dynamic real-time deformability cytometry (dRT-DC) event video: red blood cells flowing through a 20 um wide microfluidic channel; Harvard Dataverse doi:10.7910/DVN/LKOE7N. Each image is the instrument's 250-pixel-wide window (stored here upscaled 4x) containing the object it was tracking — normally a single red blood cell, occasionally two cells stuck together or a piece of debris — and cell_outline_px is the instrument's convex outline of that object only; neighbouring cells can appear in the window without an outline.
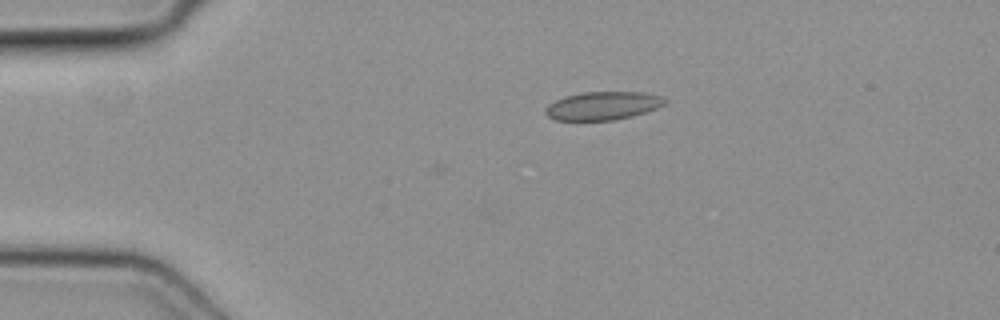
{"species": "common noctule bat (a hibernating species)", "species_latin": "Nyctalus noctula", "temperature_condition": "cold", "stored_images_in_passage": 40, "camera_frame_rate_fps": 3000, "um_per_image_px": 0.085, "animal": {"sex": "female", "body_mass_g": 19.3, "forearm_length_mm": 54.1}, "frame": {"image": 1, "passage_image": 1, "time_ms": 0.0, "image_size_px": [1000, 320], "cell_outline_px": [[668, 100], [664, 104], [656, 108], [632, 116], [612, 120], [556, 120], [548, 116], [544, 112], [544, 108], [548, 104], [556, 100], [580, 92], [644, 92], [664, 96]], "centroid_in_image_um": [51.25, 8.98], "position_along_channel_um": 33.7, "area_um2": 19.65}}
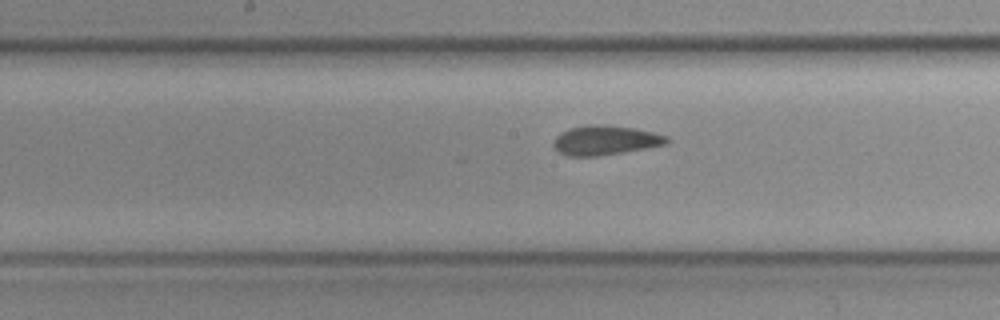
{"frame": {"image": 2, "passage_image": 16, "time_ms": 5.0, "image_size_px": [1000, 320], "cell_outline_px": [[668, 140], [664, 144], [644, 148], [596, 156], [568, 156], [560, 152], [552, 144], [556, 136], [560, 132], [568, 128], [588, 124], [600, 124], [636, 128], [668, 136]], "centroid_in_image_um": [51.39, 11.9], "position_along_channel_um": 196.8, "area_um2": 19.25}}
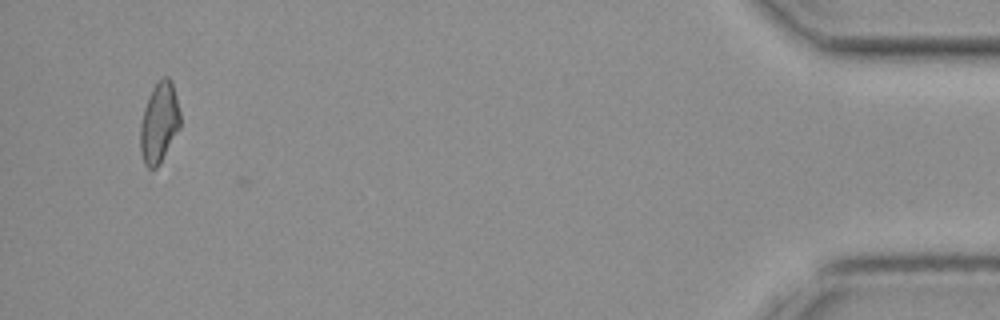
{"frame": {"image": 3, "passage_image": 38, "time_ms": 12.333, "image_size_px": [1000, 320], "cell_outline_px": [[180, 128], [156, 168], [148, 168], [144, 164], [140, 152], [140, 124], [144, 108], [152, 88], [164, 76], [168, 76], [172, 80], [180, 112]], "centroid_in_image_um": [13.52, 10.41], "position_along_channel_um": 421.7, "area_um2": 18.61}}